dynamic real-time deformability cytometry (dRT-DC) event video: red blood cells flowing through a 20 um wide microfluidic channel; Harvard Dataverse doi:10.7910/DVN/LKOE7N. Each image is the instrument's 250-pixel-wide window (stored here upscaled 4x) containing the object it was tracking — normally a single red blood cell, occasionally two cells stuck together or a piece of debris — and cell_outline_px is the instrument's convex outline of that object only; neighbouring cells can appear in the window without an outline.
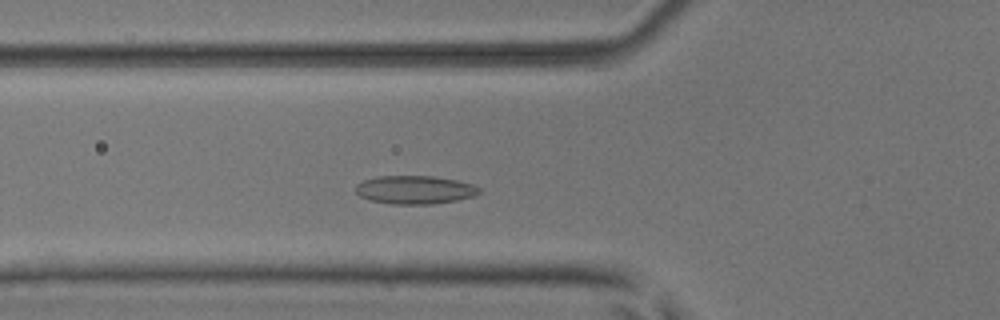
{"species": "common noctule bat (a hibernating species)", "species_latin": "Nyctalus noctula", "temperature_condition": "room temperature", "stored_images_in_passage": 45, "camera_frame_rate_fps": 3000, "um_per_image_px": 0.085, "animal": {"sex": "male", "body_mass_g": 17.9, "forearm_length_mm": 54.2}, "frame": {"image": 1, "passage_image": 13, "time_ms": 4.0, "image_size_px": [1000, 320], "cell_outline_px": [[480, 192], [476, 196], [456, 200], [432, 204], [388, 204], [368, 200], [360, 196], [356, 192], [356, 184], [364, 180], [376, 176], [436, 176], [456, 180], [472, 184], [480, 188]], "centroid_in_image_um": [35.25, 16.13], "position_along_channel_um": 90.6, "area_um2": 20.58}}
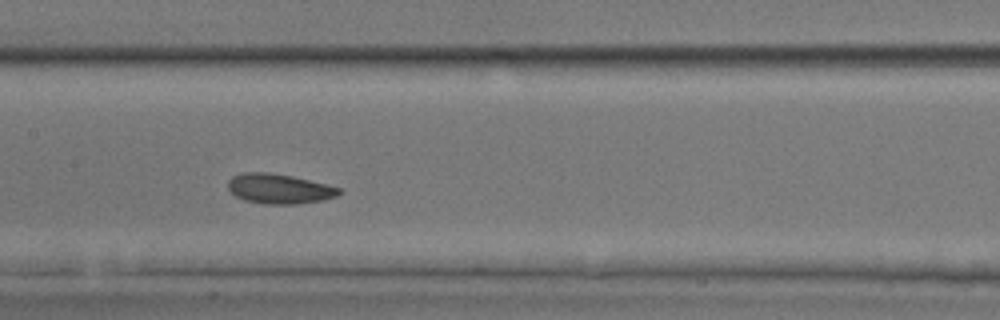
{"frame": {"image": 2, "passage_image": 20, "time_ms": 6.333, "image_size_px": [1000, 320], "cell_outline_px": [[340, 192], [336, 196], [324, 200], [296, 204], [264, 204], [244, 200], [236, 196], [228, 188], [228, 180], [232, 176], [244, 172], [268, 172], [292, 176], [340, 188]], "centroid_in_image_um": [23.69, 16.04], "position_along_channel_um": 183.7, "area_um2": 19.19}}
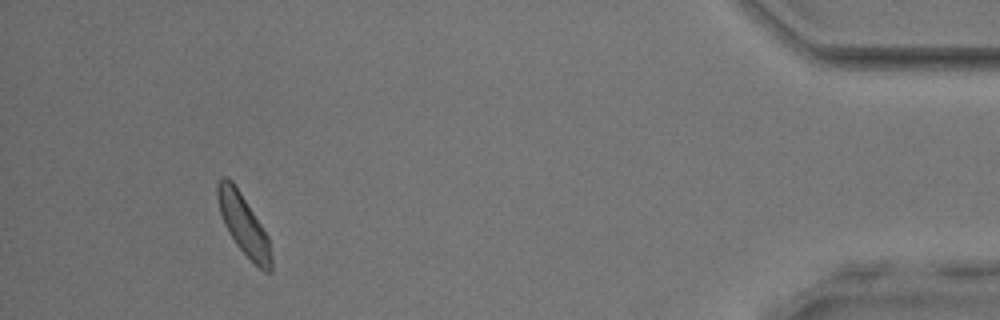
{"frame": {"image": 3, "passage_image": 42, "time_ms": 13.667, "image_size_px": [1000, 320], "cell_outline_px": [[272, 272], [264, 272], [236, 244], [228, 232], [224, 224], [220, 212], [216, 196], [216, 184], [224, 176], [228, 176], [232, 180], [240, 192], [268, 236], [272, 260]], "centroid_in_image_um": [20.68, 19.07], "position_along_channel_um": 414.5, "area_um2": 18.61}, "authors_computed_cell_mechanics": {"area_um2": 19.1896, "velocity_mm_per_s": 3.9989, "shape_relaxation_time_tau1_ms": 3.9325, "shape_relaxation_time_tau2_ms": 4.3455, "deformation_change_tau1": 0.0805, "deformation_change_tau2": 0.1032}}